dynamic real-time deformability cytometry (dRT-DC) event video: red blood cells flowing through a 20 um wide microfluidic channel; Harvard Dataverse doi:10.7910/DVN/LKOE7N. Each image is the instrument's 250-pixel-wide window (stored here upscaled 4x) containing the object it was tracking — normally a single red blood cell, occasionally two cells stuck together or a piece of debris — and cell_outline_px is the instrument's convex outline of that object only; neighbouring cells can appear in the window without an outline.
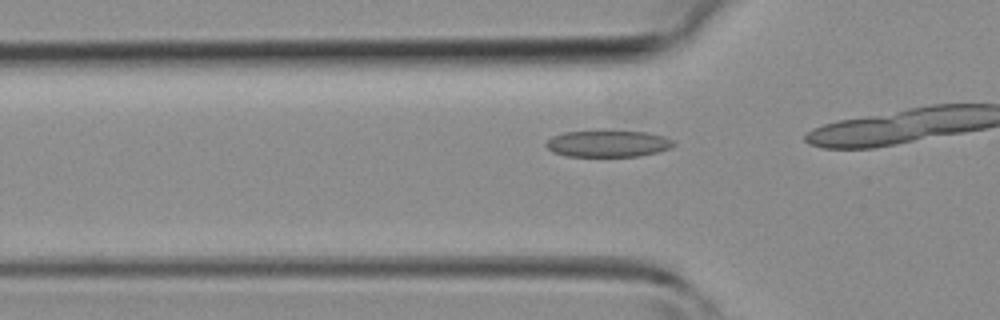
{"species": "common noctule bat (a hibernating species)", "species_latin": "Nyctalus noctula", "temperature_condition": "room temperature", "stored_images_in_passage": 5, "camera_frame_rate_fps": 3000, "um_per_image_px": 0.085, "animal": {"sex": "female", "body_mass_g": 19.3, "forearm_length_mm": 54.1}, "frame": {"image": 1, "passage_image": 3, "time_ms": 0.667, "image_size_px": [1000, 320], "cell_outline_px": [[676, 144], [668, 148], [656, 152], [640, 156], [564, 156], [552, 152], [544, 144], [552, 136], [564, 132], [648, 132], [664, 136], [672, 140]], "centroid_in_image_um": [51.65, 12.22], "position_along_channel_um": 74.2, "area_um2": 19.42}}